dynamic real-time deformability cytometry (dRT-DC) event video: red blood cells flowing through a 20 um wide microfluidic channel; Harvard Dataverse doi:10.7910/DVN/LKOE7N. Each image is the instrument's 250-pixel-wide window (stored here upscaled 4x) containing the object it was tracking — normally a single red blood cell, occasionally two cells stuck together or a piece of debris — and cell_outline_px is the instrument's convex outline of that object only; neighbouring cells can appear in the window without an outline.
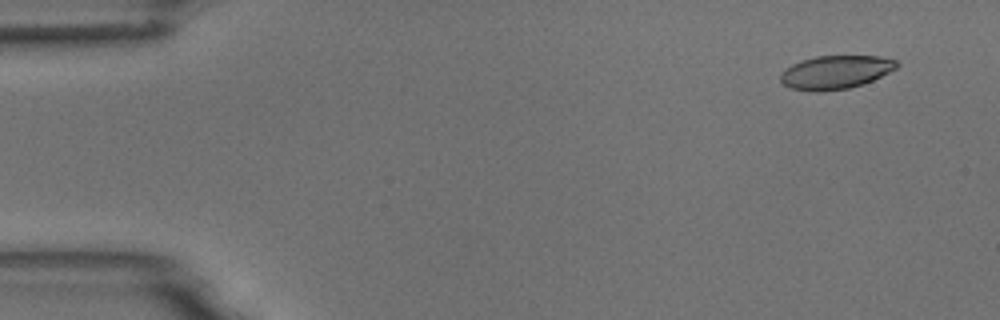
{"species": "common noctule bat (a hibernating species)", "species_latin": "Nyctalus noctula", "temperature_condition": "room temperature", "stored_images_in_passage": 4, "camera_frame_rate_fps": 3000, "um_per_image_px": 0.085, "animal": {"sex": "male", "body_mass_g": 18.8}, "frame": {"image": 1, "passage_image": 1, "time_ms": 0.0, "image_size_px": [1000, 320], "cell_outline_px": [[900, 64], [896, 68], [872, 80], [848, 88], [820, 92], [812, 92], [788, 88], [780, 80], [780, 72], [784, 68], [800, 60], [816, 56], [880, 56], [896, 60]], "centroid_in_image_um": [70.96, 6.14], "position_along_channel_um": 14.0, "area_um2": 22.77}}